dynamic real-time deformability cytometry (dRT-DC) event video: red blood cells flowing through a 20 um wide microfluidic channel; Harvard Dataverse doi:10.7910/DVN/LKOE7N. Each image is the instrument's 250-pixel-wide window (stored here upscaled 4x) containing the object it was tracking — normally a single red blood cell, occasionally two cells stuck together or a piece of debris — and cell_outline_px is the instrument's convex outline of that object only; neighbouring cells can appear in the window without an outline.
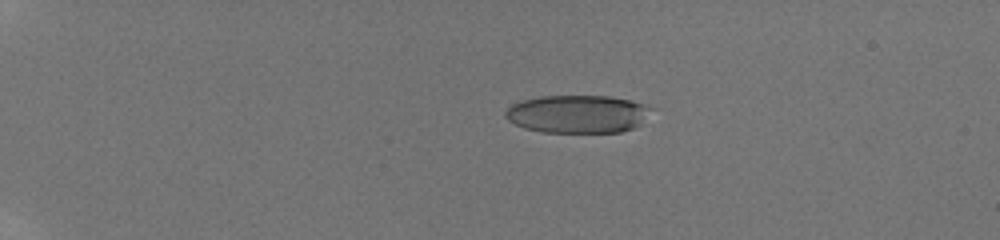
{"species": "human", "species_latin": "Homo sapiens", "temperature_condition": "room temperature", "stored_images_in_passage": 7, "camera_frame_rate_fps": 3000, "um_per_image_px": 0.085, "donor": {"sex": "male"}, "frame": {"image": 1, "passage_image": 4, "time_ms": 3.333, "image_size_px": [1000, 240], "cell_outline_px": [[652, 108], [640, 124], [632, 128], [620, 132], [544, 132], [524, 128], [508, 120], [504, 116], [504, 112], [512, 104], [520, 100], [540, 96], [608, 96], [648, 104]], "centroid_in_image_um": [49.07, 9.68], "position_along_channel_um": 35.9, "area_um2": 32.19}}
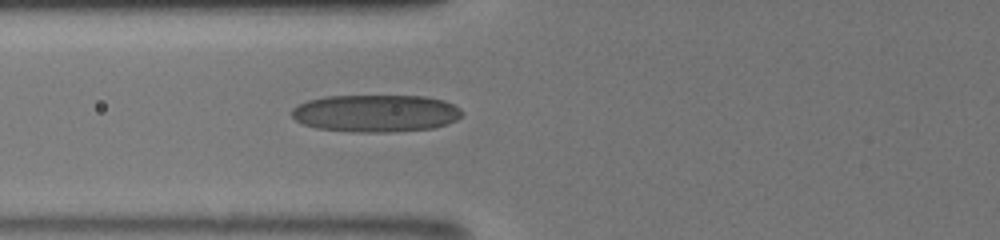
{"frame": {"image": 2, "passage_image": 7, "time_ms": 7.0, "image_size_px": [1000, 240], "cell_outline_px": [[464, 112], [456, 120], [448, 124], [432, 128], [392, 132], [360, 132], [316, 128], [304, 124], [296, 120], [292, 116], [292, 108], [296, 104], [308, 100], [324, 96], [428, 96], [444, 100], [460, 108]], "centroid_in_image_um": [31.95, 9.62], "position_along_channel_um": 93.9, "area_um2": 37.22}}